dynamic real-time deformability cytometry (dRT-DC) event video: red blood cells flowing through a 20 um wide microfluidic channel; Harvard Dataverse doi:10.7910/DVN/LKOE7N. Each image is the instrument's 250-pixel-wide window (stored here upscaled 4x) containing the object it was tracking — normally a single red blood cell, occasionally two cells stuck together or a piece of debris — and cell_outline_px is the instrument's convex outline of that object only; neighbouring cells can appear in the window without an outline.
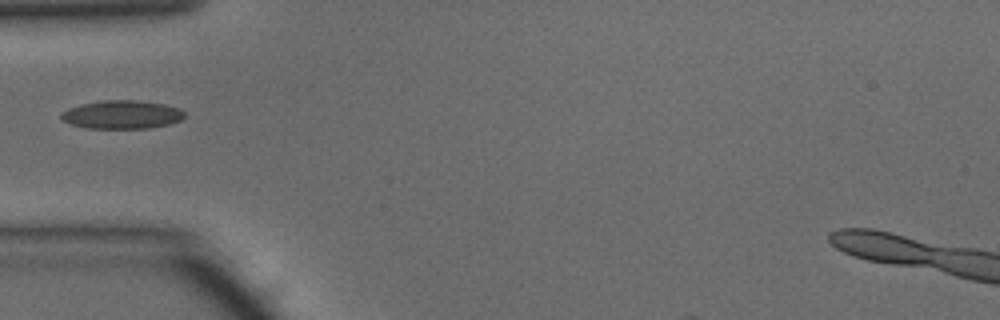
{"species": "common noctule bat (a hibernating species)", "species_latin": "Nyctalus noctula", "temperature_condition": "warm", "stored_images_in_passage": 21, "camera_frame_rate_fps": 3000, "um_per_image_px": 0.085, "animal": {"sex": "male", "body_mass_g": 15.6}, "frame": {"image": 1, "passage_image": 1, "time_ms": 0.0, "image_size_px": [1000, 320], "cell_outline_px": [[184, 116], [180, 120], [168, 124], [148, 128], [88, 128], [72, 124], [64, 120], [60, 116], [60, 112], [68, 108], [80, 104], [100, 100], [140, 100], [164, 104], [180, 108], [184, 112]], "centroid_in_image_um": [10.35, 9.72], "position_along_channel_um": 74.7, "area_um2": 20.4}}